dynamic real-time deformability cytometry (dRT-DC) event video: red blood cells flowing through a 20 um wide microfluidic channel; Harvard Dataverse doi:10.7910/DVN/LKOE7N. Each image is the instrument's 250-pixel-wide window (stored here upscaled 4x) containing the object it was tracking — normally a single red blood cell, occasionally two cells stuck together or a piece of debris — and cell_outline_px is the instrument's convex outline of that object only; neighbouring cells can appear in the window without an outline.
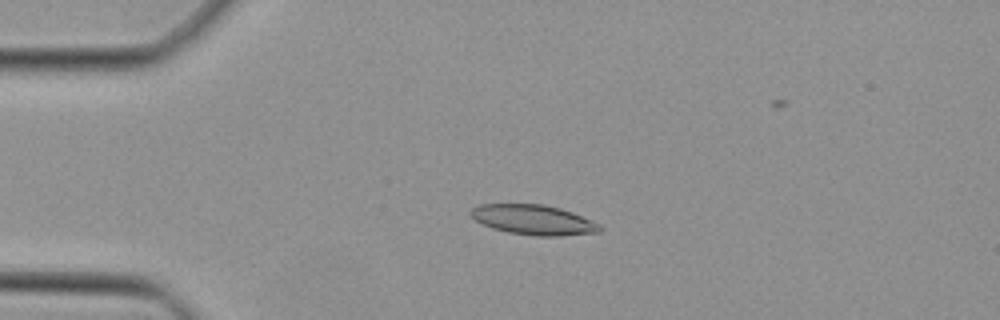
{"species": "Egyptian fruit bat (a non-hibernating species)", "species_latin": "Rousettus aegyptiacus", "temperature_condition": "cold", "stored_images_in_passage": 33, "camera_frame_rate_fps": 3000, "um_per_image_px": 0.085, "animal": {"sex": "female"}, "frame": {"image": 1, "passage_image": 1, "time_ms": 0.0, "image_size_px": [1000, 320], "cell_outline_px": [[604, 228], [600, 232], [560, 236], [536, 236], [508, 232], [492, 228], [476, 220], [468, 212], [472, 208], [480, 204], [544, 204], [560, 208], [572, 212], [600, 224]], "centroid_in_image_um": [45.37, 18.68], "position_along_channel_um": 39.6, "area_um2": 22.54}}
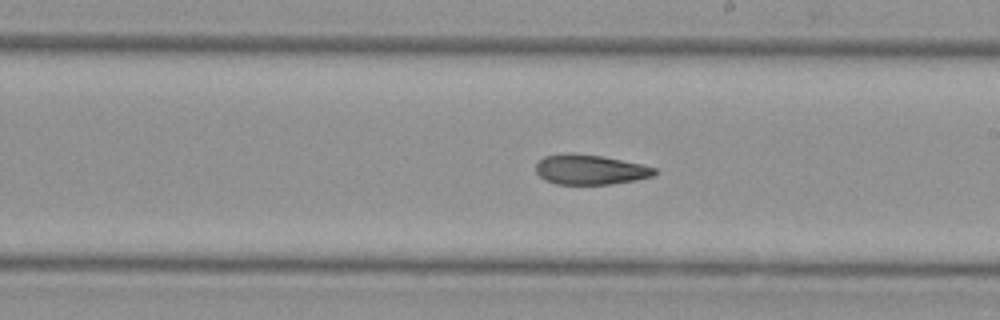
{"frame": {"image": 2, "passage_image": 17, "time_ms": 5.333, "image_size_px": [1000, 320], "cell_outline_px": [[656, 172], [652, 176], [636, 180], [612, 184], [556, 184], [544, 180], [536, 172], [536, 164], [544, 156], [568, 152], [600, 156], [640, 164], [656, 168]], "centroid_in_image_um": [50.12, 14.42], "position_along_channel_um": 238.9, "area_um2": 20.58}}
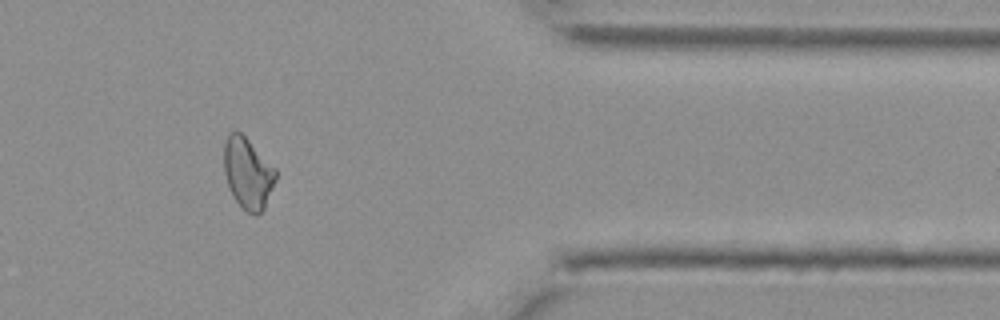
{"frame": {"image": 3, "passage_image": 29, "time_ms": 9.333, "image_size_px": [1000, 320], "cell_outline_px": [[276, 180], [264, 208], [260, 212], [248, 212], [232, 196], [224, 172], [224, 144], [228, 132], [240, 132], [276, 168]], "centroid_in_image_um": [21.06, 14.69], "position_along_channel_um": 390.3, "area_um2": 21.04}}